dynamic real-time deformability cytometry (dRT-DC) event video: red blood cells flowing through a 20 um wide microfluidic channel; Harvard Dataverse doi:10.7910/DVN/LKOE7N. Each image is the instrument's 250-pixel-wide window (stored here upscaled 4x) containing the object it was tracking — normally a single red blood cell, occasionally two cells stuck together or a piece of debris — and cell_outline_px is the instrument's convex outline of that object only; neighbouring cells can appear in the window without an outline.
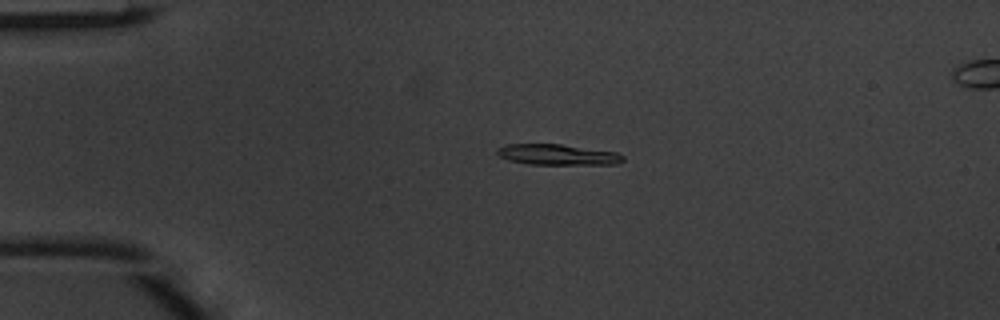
{"species": "common noctule bat (a hibernating species)", "species_latin": "Nyctalus noctula", "temperature_condition": "warm", "stored_images_in_passage": 4, "camera_frame_rate_fps": 3000, "um_per_image_px": 0.085, "animal": {"sex": "male", "body_mass_g": 20.1, "forearm_length_mm": 53.5}, "frame": {"image": 1, "passage_image": 1, "time_ms": 0.0, "image_size_px": [1000, 320], "cell_outline_px": [[624, 160], [620, 164], [528, 164], [508, 160], [500, 156], [496, 152], [496, 148], [508, 144], [560, 144], [616, 152], [624, 156]], "centroid_in_image_um": [47.39, 13.14], "position_along_channel_um": 37.6, "area_um2": 15.14}}
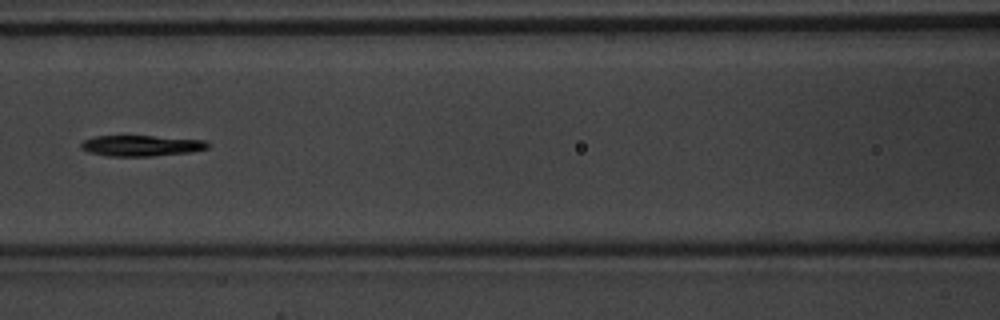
{"frame": {"image": 2, "passage_image": 4, "time_ms": 1.0, "image_size_px": [1000, 320], "cell_outline_px": [[208, 148], [192, 152], [152, 156], [108, 156], [88, 152], [80, 148], [80, 144], [84, 140], [96, 136], [152, 136], [204, 140], [208, 144]], "centroid_in_image_um": [11.98, 12.39], "position_along_channel_um": 154.6, "area_um2": 15.32}}